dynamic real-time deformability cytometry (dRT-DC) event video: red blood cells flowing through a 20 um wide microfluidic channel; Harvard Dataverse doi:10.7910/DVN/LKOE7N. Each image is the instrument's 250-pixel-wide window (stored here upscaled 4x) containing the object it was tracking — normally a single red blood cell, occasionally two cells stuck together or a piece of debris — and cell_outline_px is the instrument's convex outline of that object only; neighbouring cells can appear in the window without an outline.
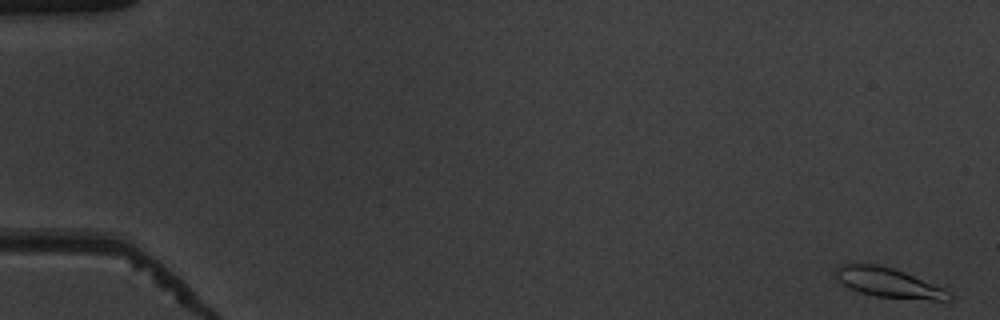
{"species": "common noctule bat (a hibernating species)", "species_latin": "Nyctalus noctula", "temperature_condition": "warm", "stored_images_in_passage": 9, "camera_frame_rate_fps": 3000, "um_per_image_px": 0.085, "animal": {"sex": "male", "body_mass_g": 19.5, "forearm_length_mm": 54.6}, "frame": {"image": 1, "passage_image": 1, "time_ms": 0.0, "image_size_px": [1000, 320], "cell_outline_px": [[952, 296], [948, 300], [932, 300], [876, 296], [860, 292], [848, 288], [840, 284], [836, 280], [836, 268], [840, 264], [876, 264], [892, 268], [904, 272], [944, 288]], "centroid_in_image_um": [75.46, 24.02], "position_along_channel_um": 9.5, "area_um2": 19.36}}